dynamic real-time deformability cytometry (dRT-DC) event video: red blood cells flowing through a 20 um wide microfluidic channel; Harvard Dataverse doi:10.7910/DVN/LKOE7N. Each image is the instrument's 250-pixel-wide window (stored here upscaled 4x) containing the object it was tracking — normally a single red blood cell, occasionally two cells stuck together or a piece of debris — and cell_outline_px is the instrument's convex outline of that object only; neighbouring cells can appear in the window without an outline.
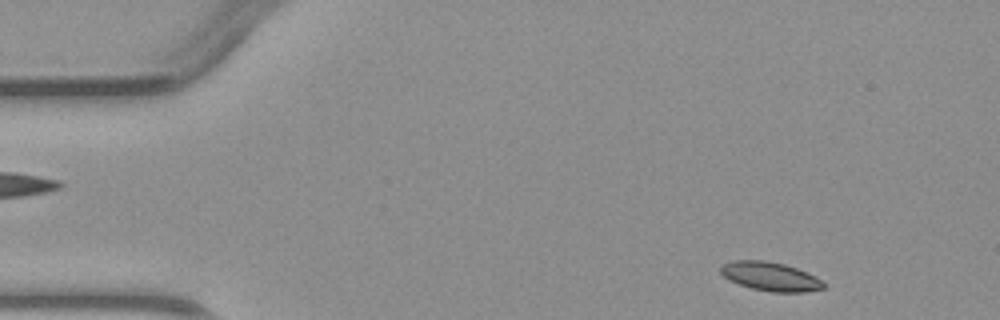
{"species": "common noctule bat (a hibernating species)", "species_latin": "Nyctalus noctula", "temperature_condition": "warm", "stored_images_in_passage": 4, "camera_frame_rate_fps": 3000, "um_per_image_px": 0.085, "animal": {"sex": "male", "body_mass_g": 23.1, "forearm_length_mm": 52.7}, "frame": {"image": 1, "passage_image": 1, "time_ms": 0.0, "image_size_px": [1000, 320], "cell_outline_px": [[824, 288], [804, 292], [772, 292], [752, 288], [728, 280], [720, 272], [720, 264], [732, 260], [764, 260], [784, 264], [796, 268], [820, 280], [824, 284]], "centroid_in_image_um": [65.4, 23.49], "position_along_channel_um": 19.6, "area_um2": 17.11}}
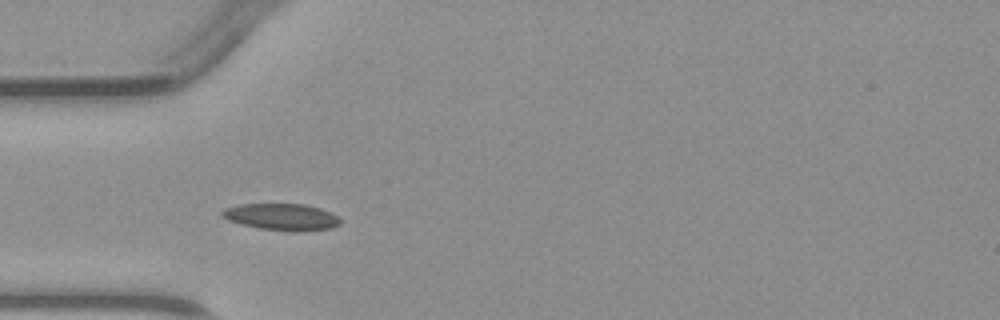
{"frame": {"image": 2, "passage_image": 3, "time_ms": 3.0, "image_size_px": [1000, 320], "cell_outline_px": [[340, 224], [332, 228], [296, 232], [292, 232], [260, 228], [240, 224], [228, 220], [220, 216], [220, 212], [224, 208], [240, 204], [304, 204], [320, 208], [336, 216], [340, 220]], "centroid_in_image_um": [23.9, 18.44], "position_along_channel_um": 61.1, "area_um2": 18.44}}
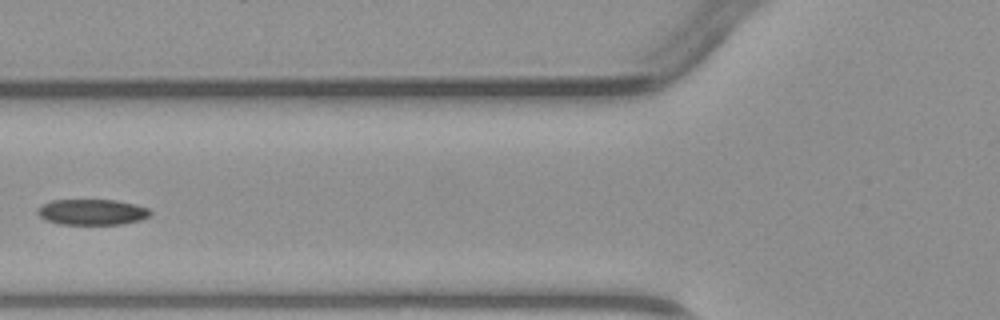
{"frame": {"image": 3, "passage_image": 4, "time_ms": 4.333, "image_size_px": [1000, 320], "cell_outline_px": [[152, 212], [148, 216], [140, 220], [120, 224], [60, 224], [44, 220], [36, 212], [36, 208], [52, 200], [116, 200], [136, 204], [148, 208]], "centroid_in_image_um": [7.8, 18.02], "position_along_channel_um": 118.0, "area_um2": 16.94}}